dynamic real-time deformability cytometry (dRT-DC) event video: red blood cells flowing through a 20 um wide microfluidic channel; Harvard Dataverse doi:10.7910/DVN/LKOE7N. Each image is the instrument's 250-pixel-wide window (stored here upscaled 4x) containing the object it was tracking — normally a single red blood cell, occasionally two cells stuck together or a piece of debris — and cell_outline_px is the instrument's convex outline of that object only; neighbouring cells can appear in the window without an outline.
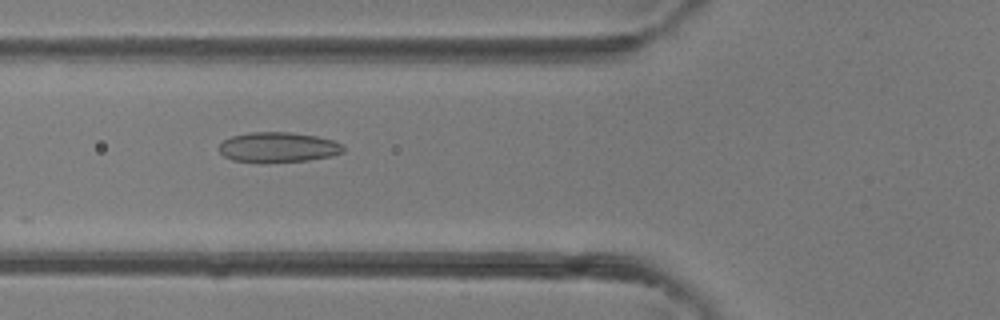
{"species": "common noctule bat (a hibernating species)", "species_latin": "Nyctalus noctula", "temperature_condition": "room temperature", "stored_images_in_passage": 30, "camera_frame_rate_fps": 3000, "um_per_image_px": 0.085, "animal": {"sex": "female"}, "frame": {"image": 1, "passage_image": 7, "time_ms": 2.0, "image_size_px": [1000, 320], "cell_outline_px": [[344, 152], [332, 156], [308, 160], [260, 164], [232, 160], [224, 156], [220, 152], [220, 144], [224, 140], [232, 136], [252, 132], [288, 132], [316, 136], [332, 140], [344, 144]], "centroid_in_image_um": [23.65, 12.54], "position_along_channel_um": 102.2, "area_um2": 22.14}}
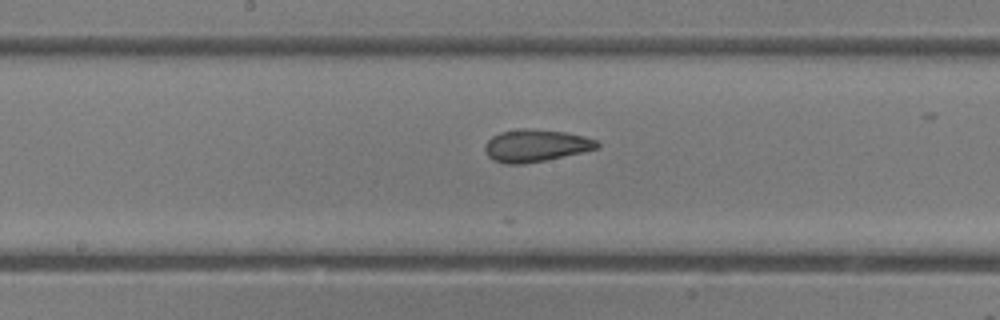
{"frame": {"image": 2, "passage_image": 13, "time_ms": 4.0, "image_size_px": [1000, 320], "cell_outline_px": [[600, 148], [544, 160], [524, 164], [504, 164], [492, 160], [488, 156], [484, 148], [484, 144], [492, 136], [500, 132], [520, 128], [524, 128], [564, 132], [584, 136], [596, 140], [600, 144]], "centroid_in_image_um": [45.5, 12.38], "position_along_channel_um": 202.7, "area_um2": 21.1}}
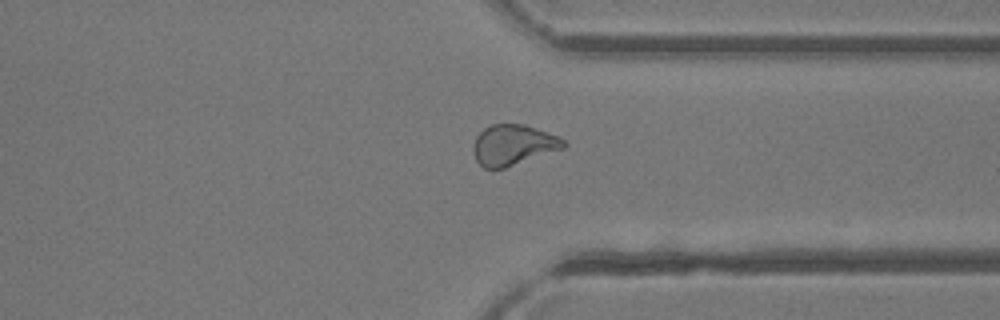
{"frame": {"image": 3, "passage_image": 23, "time_ms": 7.333, "image_size_px": [1000, 320], "cell_outline_px": [[568, 144], [564, 148], [504, 168], [484, 168], [476, 160], [472, 152], [472, 148], [476, 136], [484, 128], [492, 124], [524, 124], [556, 136], [564, 140]], "centroid_in_image_um": [43.59, 12.32], "position_along_channel_um": 367.8, "area_um2": 21.15}}